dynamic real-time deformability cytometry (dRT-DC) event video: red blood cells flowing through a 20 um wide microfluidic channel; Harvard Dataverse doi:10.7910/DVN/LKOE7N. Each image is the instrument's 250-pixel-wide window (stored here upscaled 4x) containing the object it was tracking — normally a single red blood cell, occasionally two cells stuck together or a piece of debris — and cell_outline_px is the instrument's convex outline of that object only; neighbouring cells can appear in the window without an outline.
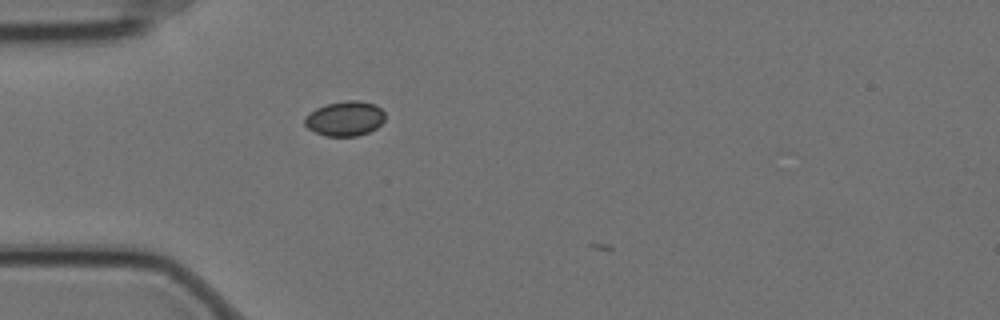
{"species": "Egyptian fruit bat (a non-hibernating species)", "species_latin": "Rousettus aegyptiacus", "temperature_condition": "cold", "stored_images_in_passage": 1, "camera_frame_rate_fps": 3000, "um_per_image_px": 0.085, "animal": {"sex": "female"}, "frame": {"image": 1, "passage_image": 1, "time_ms": 0.0, "image_size_px": [1000, 320], "cell_outline_px": [[384, 120], [376, 128], [368, 132], [356, 136], [324, 136], [308, 128], [304, 124], [304, 120], [316, 108], [328, 104], [344, 100], [360, 100], [376, 104], [384, 112]], "centroid_in_image_um": [29.35, 10.07], "position_along_channel_um": 55.7, "area_um2": 16.18}}